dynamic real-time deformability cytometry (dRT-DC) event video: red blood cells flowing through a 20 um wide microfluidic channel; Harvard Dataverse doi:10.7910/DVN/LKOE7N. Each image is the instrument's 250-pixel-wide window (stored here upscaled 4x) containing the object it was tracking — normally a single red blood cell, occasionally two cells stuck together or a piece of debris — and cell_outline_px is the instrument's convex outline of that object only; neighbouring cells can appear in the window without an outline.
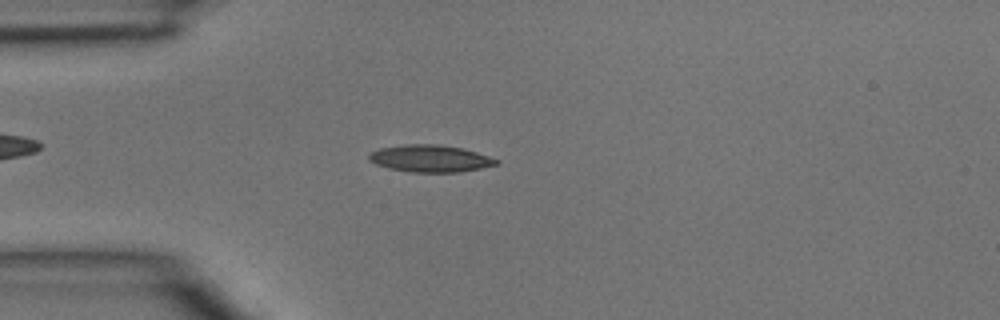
{"species": "common noctule bat (a hibernating species)", "species_latin": "Nyctalus noctula", "temperature_condition": "room temperature", "stored_images_in_passage": 44, "camera_frame_rate_fps": 3000, "um_per_image_px": 0.085, "animal": {"sex": "male", "body_mass_g": 15.6}, "frame": {"image": 1, "passage_image": 11, "time_ms": 3.333, "image_size_px": [1000, 320], "cell_outline_px": [[500, 164], [460, 172], [412, 172], [388, 168], [376, 164], [368, 160], [368, 156], [372, 152], [380, 148], [404, 144], [440, 144], [464, 148], [500, 160]], "centroid_in_image_um": [36.59, 13.47], "position_along_channel_um": 48.4, "area_um2": 20.17}}
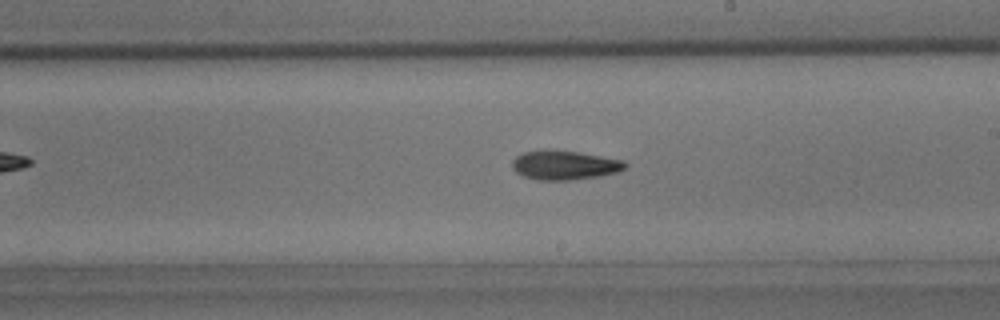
{"frame": {"image": 2, "passage_image": 25, "time_ms": 8.0, "image_size_px": [1000, 320], "cell_outline_px": [[628, 164], [624, 168], [616, 172], [600, 176], [568, 180], [536, 180], [524, 176], [516, 172], [512, 168], [512, 160], [516, 156], [524, 152], [544, 148], [576, 152], [624, 160]], "centroid_in_image_um": [47.94, 14.02], "position_along_channel_um": 241.1, "area_um2": 19.31}}
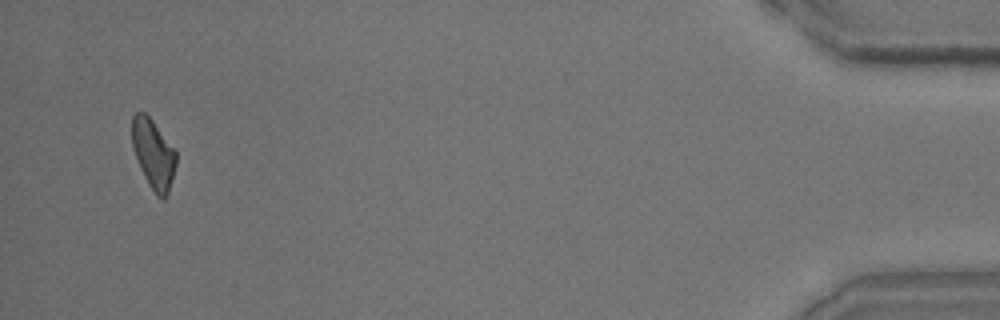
{"frame": {"image": 3, "passage_image": 43, "time_ms": 14.0, "image_size_px": [1000, 320], "cell_outline_px": [[176, 164], [168, 192], [164, 200], [156, 196], [148, 184], [140, 168], [132, 148], [132, 116], [136, 112], [144, 112], [152, 120], [176, 152]], "centroid_in_image_um": [13.01, 13.1], "position_along_channel_um": 422.2, "area_um2": 17.63}}